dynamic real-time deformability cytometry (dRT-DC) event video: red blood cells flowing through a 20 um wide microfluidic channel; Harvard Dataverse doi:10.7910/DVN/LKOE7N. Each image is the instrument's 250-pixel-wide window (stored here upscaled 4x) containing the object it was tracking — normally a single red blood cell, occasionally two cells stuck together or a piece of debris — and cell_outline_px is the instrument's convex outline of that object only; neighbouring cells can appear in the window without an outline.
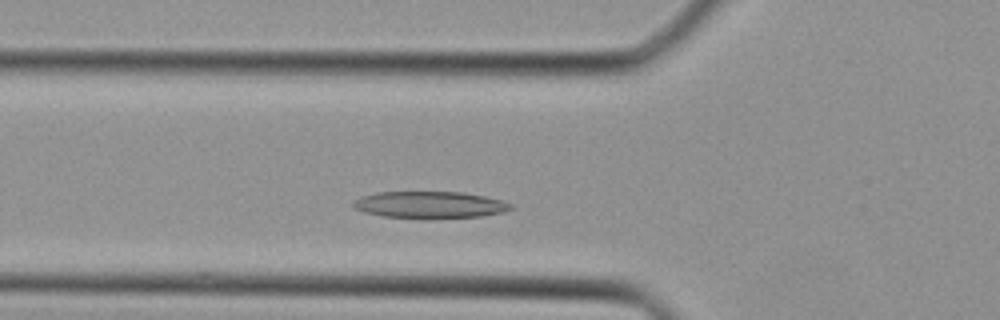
{"species": "Egyptian fruit bat (a non-hibernating species)", "species_latin": "Rousettus aegyptiacus", "temperature_condition": "cold", "stored_images_in_passage": 32, "camera_frame_rate_fps": 3000, "um_per_image_px": 0.085, "animal": {"sex": "female"}, "frame": {"image": 1, "passage_image": 6, "time_ms": 1.667, "image_size_px": [1000, 320], "cell_outline_px": [[512, 208], [504, 212], [480, 216], [428, 220], [384, 216], [364, 212], [356, 208], [352, 204], [360, 196], [376, 192], [464, 192], [484, 196], [500, 200], [512, 204]], "centroid_in_image_um": [36.54, 17.42], "position_along_channel_um": 89.3, "area_um2": 24.97}}
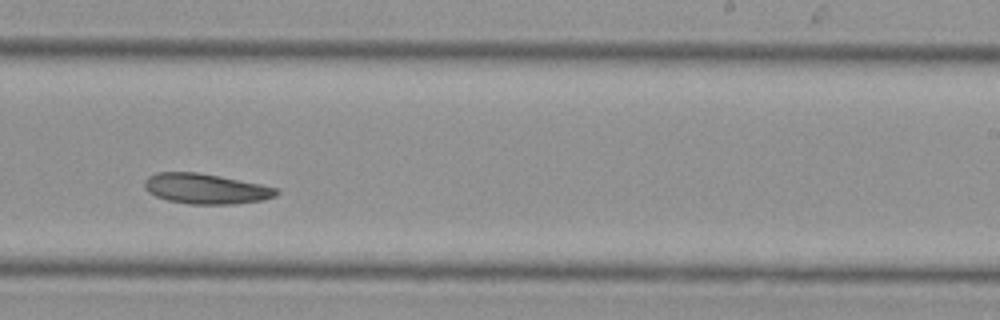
{"frame": {"image": 2, "passage_image": 17, "time_ms": 5.333, "image_size_px": [1000, 320], "cell_outline_px": [[280, 192], [276, 196], [264, 200], [232, 204], [188, 204], [168, 200], [156, 196], [148, 192], [144, 188], [144, 180], [148, 176], [156, 172], [196, 172], [220, 176], [260, 184], [276, 188]], "centroid_in_image_um": [17.47, 16.04], "position_along_channel_um": 271.5, "area_um2": 23.29}}
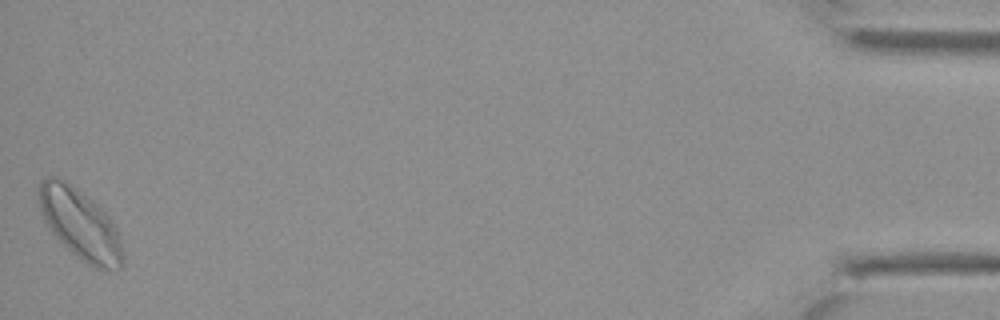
{"frame": {"image": 3, "passage_image": 32, "time_ms": 10.333, "image_size_px": [1000, 320], "cell_outline_px": [[124, 264], [120, 268], [96, 268], [88, 264], [72, 252], [52, 232], [44, 220], [40, 212], [36, 200], [36, 196], [40, 180], [48, 176], [60, 176], [72, 184], [100, 208], [108, 216], [116, 228], [120, 240], [124, 256]], "centroid_in_image_um": [6.75, 18.99], "position_along_channel_um": 428.4, "area_um2": 34.33}}